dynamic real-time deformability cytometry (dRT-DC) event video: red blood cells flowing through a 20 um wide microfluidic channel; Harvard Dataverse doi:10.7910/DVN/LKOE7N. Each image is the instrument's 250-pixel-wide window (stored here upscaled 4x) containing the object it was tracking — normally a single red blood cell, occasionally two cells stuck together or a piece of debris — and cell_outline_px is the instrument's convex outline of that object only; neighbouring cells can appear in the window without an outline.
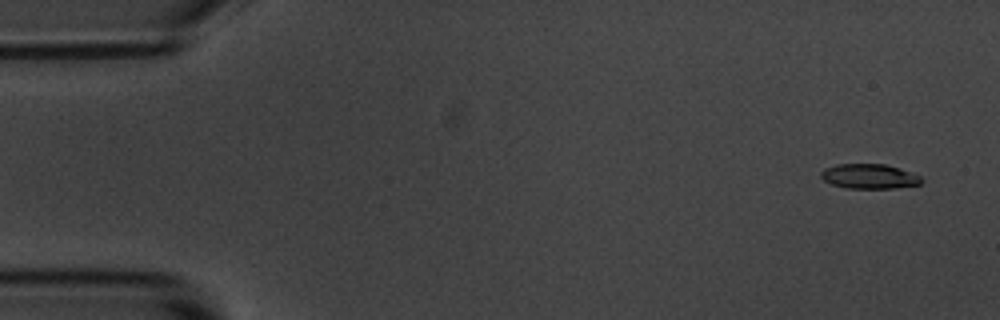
{"species": "common noctule bat (a hibernating species)", "species_latin": "Nyctalus noctula", "temperature_condition": "room temperature", "stored_images_in_passage": 8, "camera_frame_rate_fps": 3000, "um_per_image_px": 0.085, "animal": {"sex": "male", "body_mass_g": 20.1, "forearm_length_mm": 53.5}, "frame": {"image": 1, "passage_image": 1, "time_ms": 0.0, "image_size_px": [1000, 320], "cell_outline_px": [[924, 180], [920, 184], [892, 188], [844, 188], [832, 184], [824, 180], [820, 176], [820, 172], [824, 168], [836, 164], [884, 164], [900, 168], [920, 176]], "centroid_in_image_um": [73.87, 14.98], "position_along_channel_um": 11.1, "area_um2": 14.51}}
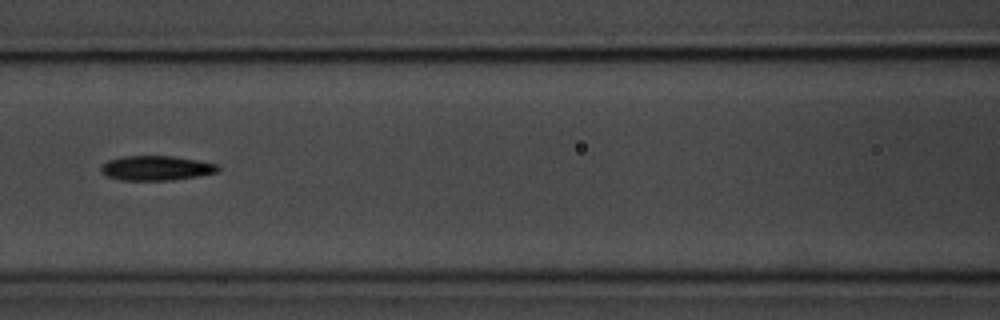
{"frame": {"image": 2, "passage_image": 7, "time_ms": 7.0, "image_size_px": [1000, 320], "cell_outline_px": [[220, 168], [216, 172], [200, 176], [172, 180], [120, 180], [108, 176], [100, 172], [100, 168], [108, 160], [124, 156], [172, 156], [220, 164]], "centroid_in_image_um": [13.3, 14.29], "position_along_channel_um": 153.3, "area_um2": 16.82}}
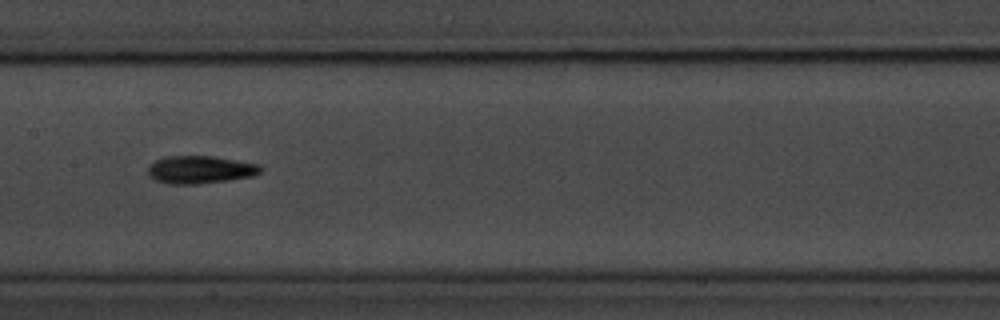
{"frame": {"image": 3, "passage_image": 8, "time_ms": 8.0, "image_size_px": [1000, 320], "cell_outline_px": [[264, 168], [260, 172], [252, 176], [228, 180], [196, 184], [168, 184], [156, 180], [148, 176], [148, 168], [156, 160], [164, 156], [212, 156], [260, 164]], "centroid_in_image_um": [17.02, 14.42], "position_along_channel_um": 190.4, "area_um2": 18.21}}